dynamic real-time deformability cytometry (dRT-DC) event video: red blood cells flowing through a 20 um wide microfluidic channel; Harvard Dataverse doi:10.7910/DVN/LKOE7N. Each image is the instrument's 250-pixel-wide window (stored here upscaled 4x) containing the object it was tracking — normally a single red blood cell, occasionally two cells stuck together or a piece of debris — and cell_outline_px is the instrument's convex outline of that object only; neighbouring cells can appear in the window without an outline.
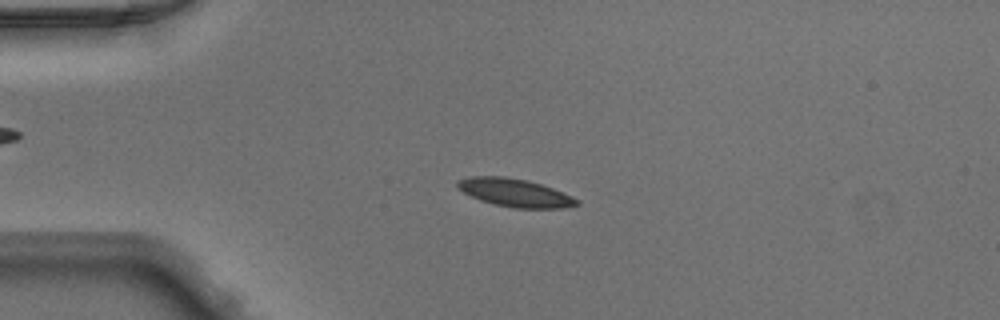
{"species": "Egyptian fruit bat (a non-hibernating species)", "species_latin": "Rousettus aegyptiacus", "temperature_condition": "warm", "stored_images_in_passage": 49, "camera_frame_rate_fps": 3000, "um_per_image_px": 0.085, "animal": {"sex": "male"}, "frame": {"image": 1, "passage_image": 12, "time_ms": 3.667, "image_size_px": [1000, 320], "cell_outline_px": [[580, 204], [564, 208], [512, 208], [480, 200], [456, 188], [456, 180], [472, 176], [504, 176], [524, 180], [540, 184], [552, 188], [580, 200]], "centroid_in_image_um": [43.75, 16.38], "position_along_channel_um": 41.3, "area_um2": 19.36}}
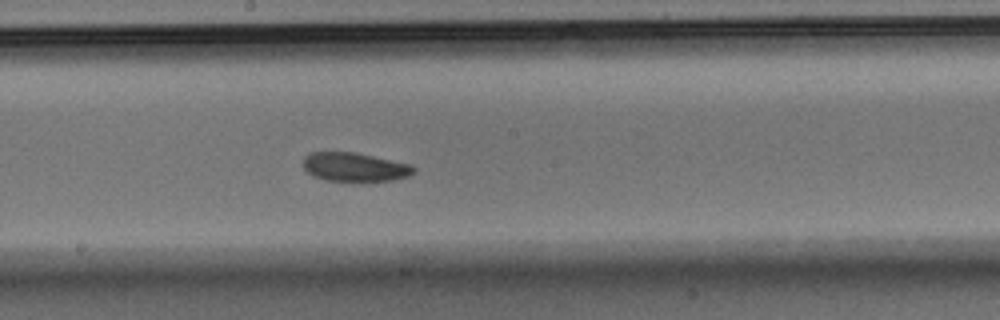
{"frame": {"image": 2, "passage_image": 27, "time_ms": 8.667, "image_size_px": [1000, 320], "cell_outline_px": [[416, 172], [408, 176], [392, 180], [352, 184], [324, 180], [312, 176], [304, 168], [304, 156], [308, 152], [356, 152], [412, 164], [416, 168]], "centroid_in_image_um": [30.17, 14.24], "position_along_channel_um": 218.0, "area_um2": 19.54}}
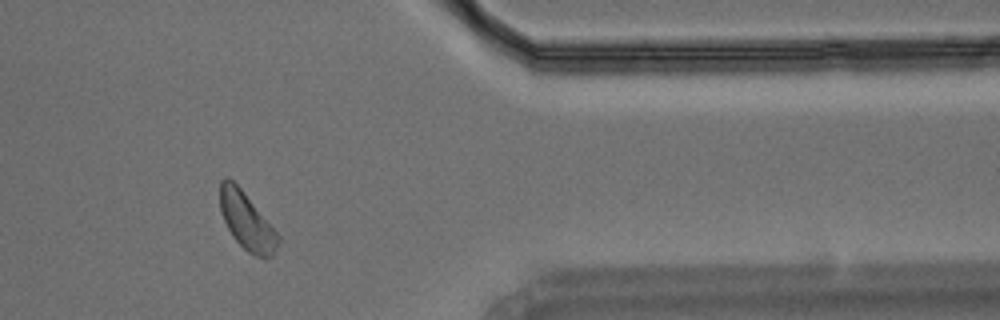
{"frame": {"image": 3, "passage_image": 41, "time_ms": 13.333, "image_size_px": [1000, 320], "cell_outline_px": [[280, 240], [272, 256], [256, 256], [248, 252], [232, 236], [224, 220], [220, 208], [220, 180], [224, 176], [228, 176], [240, 188], [280, 236]], "centroid_in_image_um": [20.95, 18.77], "position_along_channel_um": 390.5, "area_um2": 18.9}}